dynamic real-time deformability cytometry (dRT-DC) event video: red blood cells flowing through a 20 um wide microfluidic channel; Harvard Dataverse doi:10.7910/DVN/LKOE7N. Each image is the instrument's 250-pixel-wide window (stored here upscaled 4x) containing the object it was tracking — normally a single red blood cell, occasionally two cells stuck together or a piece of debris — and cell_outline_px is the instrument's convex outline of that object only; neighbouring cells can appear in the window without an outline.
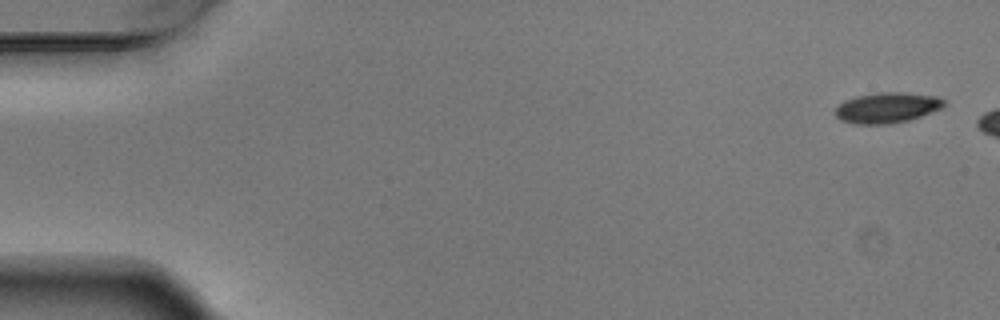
{"species": "Egyptian fruit bat (a non-hibernating species)", "species_latin": "Rousettus aegyptiacus", "temperature_condition": "warm", "stored_images_in_passage": 3, "camera_frame_rate_fps": 3000, "um_per_image_px": 0.085, "animal": {"sex": "male"}, "frame": {"image": 1, "passage_image": 1, "time_ms": 0.0, "image_size_px": [1000, 320], "cell_outline_px": [[944, 104], [940, 108], [920, 116], [908, 120], [888, 124], [856, 124], [840, 120], [836, 116], [836, 108], [844, 100], [856, 96], [880, 92], [908, 92], [936, 96], [944, 100]], "centroid_in_image_um": [75.37, 9.14], "position_along_channel_um": 9.6, "area_um2": 19.19}}